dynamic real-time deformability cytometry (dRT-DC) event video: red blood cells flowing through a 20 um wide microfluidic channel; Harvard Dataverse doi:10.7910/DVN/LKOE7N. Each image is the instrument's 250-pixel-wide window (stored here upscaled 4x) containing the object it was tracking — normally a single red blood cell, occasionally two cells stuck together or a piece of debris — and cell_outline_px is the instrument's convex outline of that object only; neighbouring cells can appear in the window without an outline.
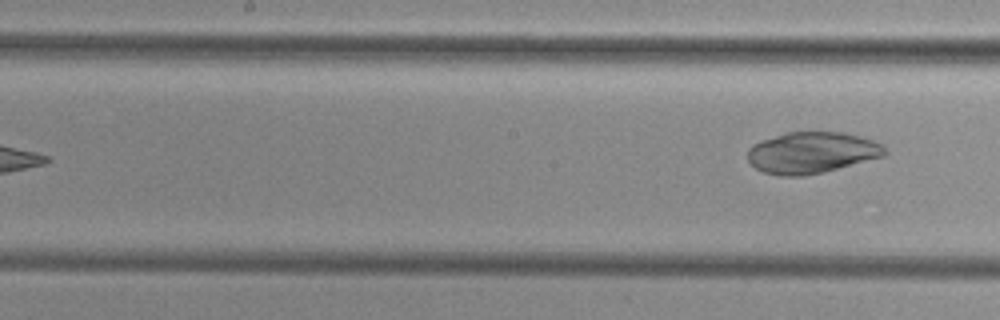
{"species": "common noctule bat (a hibernating species)", "species_latin": "Nyctalus noctula", "temperature_condition": "cold", "stored_images_in_passage": 9, "segment_of_instrument_passage": [2, 2], "camera_frame_rate_fps": 3000, "um_per_image_px": 0.085, "animal": {"sex": "female", "body_mass_g": 29.2, "forearm_length_mm": 56.3}, "frame": {"image": 1, "passage_image": 9, "time_ms": 10.333, "image_size_px": [1000, 320], "cell_outline_px": [[888, 152], [884, 156], [804, 176], [780, 176], [764, 172], [756, 168], [748, 160], [748, 148], [752, 144], [788, 132], [844, 132], [860, 136], [872, 140], [880, 144]], "centroid_in_image_um": [68.98, 12.97], "position_along_channel_um": 179.2, "area_um2": 32.6}}